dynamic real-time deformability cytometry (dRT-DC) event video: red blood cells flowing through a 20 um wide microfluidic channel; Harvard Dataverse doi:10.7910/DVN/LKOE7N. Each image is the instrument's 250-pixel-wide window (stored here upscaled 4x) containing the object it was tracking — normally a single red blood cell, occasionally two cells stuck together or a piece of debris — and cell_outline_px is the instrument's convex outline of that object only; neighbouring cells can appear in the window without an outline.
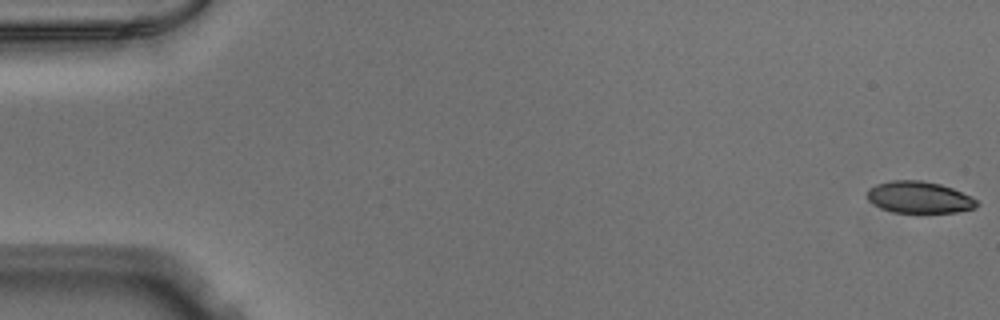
{"species": "Egyptian fruit bat (a non-hibernating species)", "species_latin": "Rousettus aegyptiacus", "temperature_condition": "warm", "stored_images_in_passage": 8, "camera_frame_rate_fps": 3000, "um_per_image_px": 0.085, "animal": {"sex": "male"}, "frame": {"image": 1, "passage_image": 1, "time_ms": 0.0, "image_size_px": [1000, 320], "cell_outline_px": [[980, 204], [976, 208], [956, 212], [892, 212], [880, 208], [872, 204], [868, 200], [868, 188], [876, 184], [892, 180], [920, 180], [940, 184], [952, 188], [972, 196]], "centroid_in_image_um": [78.13, 16.77], "position_along_channel_um": 6.9, "area_um2": 20.35}}